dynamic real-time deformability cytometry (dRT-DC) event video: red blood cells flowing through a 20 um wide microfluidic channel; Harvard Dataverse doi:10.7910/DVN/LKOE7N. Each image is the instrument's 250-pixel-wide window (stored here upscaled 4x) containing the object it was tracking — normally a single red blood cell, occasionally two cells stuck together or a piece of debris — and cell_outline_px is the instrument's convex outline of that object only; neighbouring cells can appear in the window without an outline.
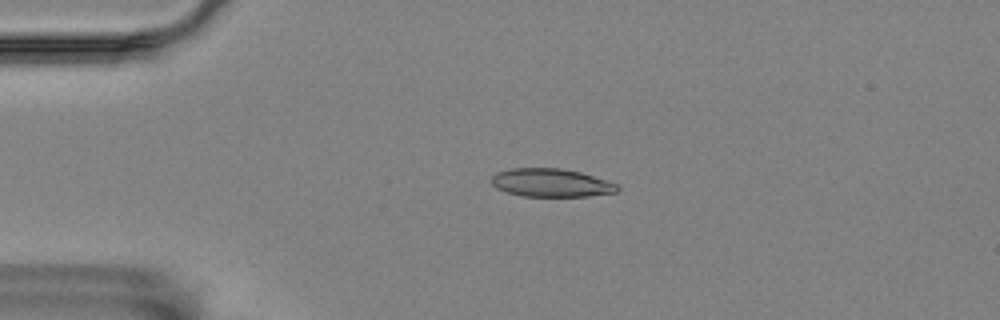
{"species": "Egyptian fruit bat (a non-hibernating species)", "species_latin": "Rousettus aegyptiacus", "temperature_condition": "room temperature", "stored_images_in_passage": 54, "camera_frame_rate_fps": 3000, "um_per_image_px": 0.085, "animal": {"sex": "female"}, "frame": {"image": 1, "passage_image": 10, "time_ms": 3.0, "image_size_px": [1000, 320], "cell_outline_px": [[620, 188], [616, 192], [588, 196], [524, 196], [508, 192], [496, 188], [492, 184], [492, 176], [496, 172], [512, 168], [560, 168], [580, 172], [620, 184]], "centroid_in_image_um": [46.87, 15.53], "position_along_channel_um": 38.1, "area_um2": 20.69}}
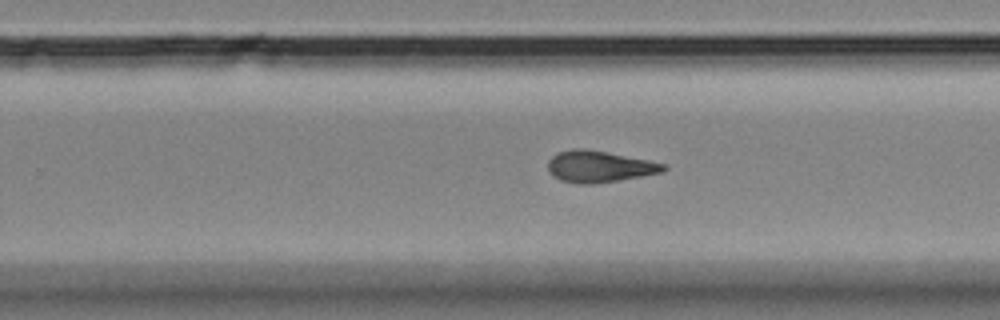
{"frame": {"image": 2, "passage_image": 33, "time_ms": 10.667, "image_size_px": [1000, 320], "cell_outline_px": [[668, 168], [664, 172], [616, 180], [588, 184], [580, 184], [560, 180], [552, 176], [548, 172], [548, 160], [556, 152], [572, 148], [584, 148], [648, 160], [664, 164]], "centroid_in_image_um": [50.88, 14.14], "position_along_channel_um": 278.9, "area_um2": 21.1}}
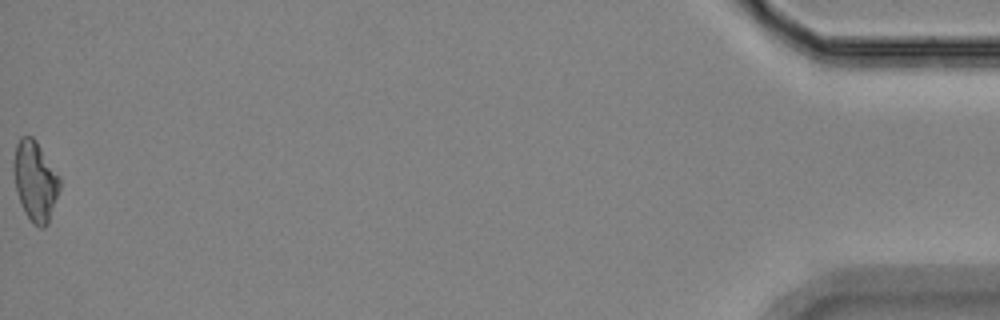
{"frame": {"image": 3, "passage_image": 54, "time_ms": 17.667, "image_size_px": [1000, 320], "cell_outline_px": [[60, 188], [48, 224], [44, 228], [40, 228], [32, 224], [24, 212], [20, 204], [16, 192], [12, 172], [12, 160], [16, 144], [20, 136], [32, 136], [36, 140], [60, 176]], "centroid_in_image_um": [2.96, 15.39], "position_along_channel_um": 432.2, "area_um2": 22.02}, "authors_computed_cell_mechanics": {"area_um2": 21.1259, "velocity_mm_per_s": 3.5411, "shape_relaxation_time_tau1_ms": 8.4597, "shape_relaxation_time_tau2_ms": 3.1313, "deformation_change_tau1": 0.1838, "deformation_change_tau2": 0.1132}}